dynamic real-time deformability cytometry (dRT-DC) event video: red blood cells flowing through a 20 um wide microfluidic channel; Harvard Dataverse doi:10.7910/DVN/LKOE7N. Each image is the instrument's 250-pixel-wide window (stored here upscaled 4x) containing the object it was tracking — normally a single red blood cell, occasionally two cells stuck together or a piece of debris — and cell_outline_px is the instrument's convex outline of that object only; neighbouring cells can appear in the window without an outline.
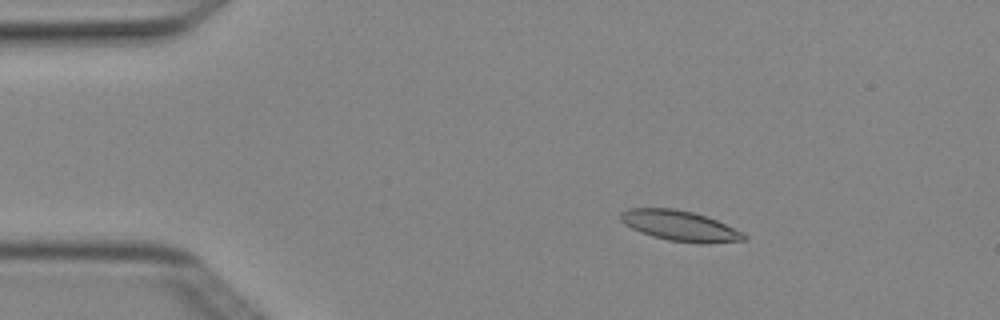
{"species": "Egyptian fruit bat (a non-hibernating species)", "species_latin": "Rousettus aegyptiacus", "temperature_condition": "cold", "stored_images_in_passage": 8, "camera_frame_rate_fps": 3000, "um_per_image_px": 0.085, "animal": {"sex": "female"}, "frame": {"image": 1, "passage_image": 3, "time_ms": 0.667, "image_size_px": [1000, 320], "cell_outline_px": [[748, 240], [708, 244], [700, 244], [668, 240], [652, 236], [640, 232], [624, 224], [620, 220], [620, 212], [628, 208], [676, 208], [708, 216], [744, 232], [748, 236]], "centroid_in_image_um": [57.84, 19.2], "position_along_channel_um": 27.2, "area_um2": 22.25}}
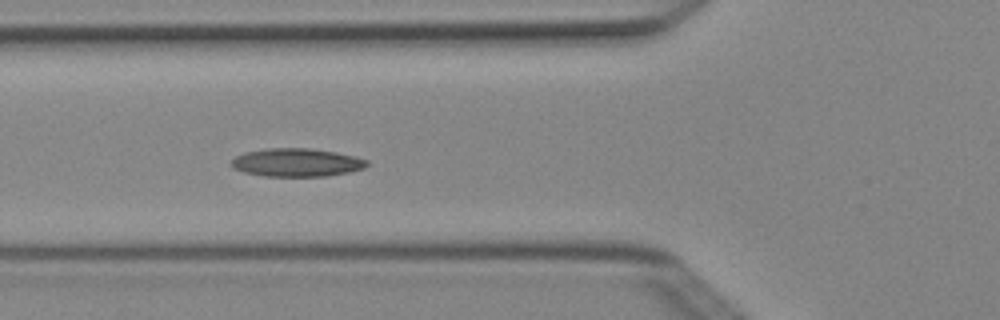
{"frame": {"image": 2, "passage_image": 6, "time_ms": 1.667, "image_size_px": [1000, 320], "cell_outline_px": [[368, 164], [364, 168], [348, 172], [328, 176], [264, 176], [244, 172], [232, 168], [228, 164], [236, 156], [244, 152], [268, 148], [312, 148], [336, 152], [356, 156], [368, 160]], "centroid_in_image_um": [25.2, 13.81], "position_along_channel_um": 100.6, "area_um2": 22.48}}
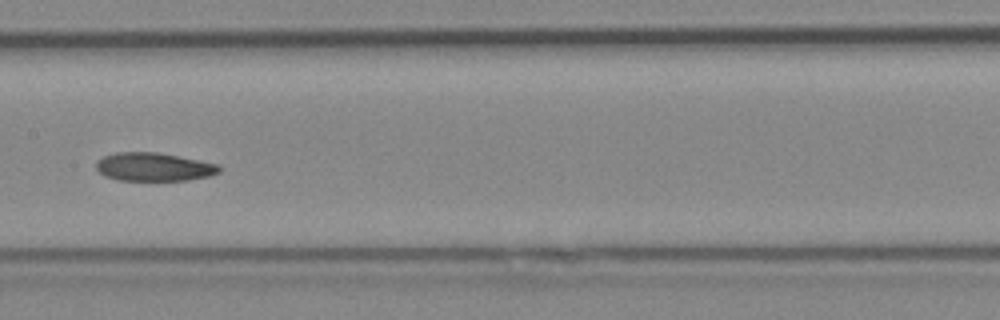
{"frame": {"image": 3, "passage_image": 8, "time_ms": 2.333, "image_size_px": [1000, 320], "cell_outline_px": [[224, 168], [220, 172], [208, 176], [188, 180], [116, 180], [104, 176], [96, 168], [96, 160], [104, 156], [116, 152], [156, 152], [220, 164]], "centroid_in_image_um": [13.09, 14.18], "position_along_channel_um": 194.3, "area_um2": 20.46}}